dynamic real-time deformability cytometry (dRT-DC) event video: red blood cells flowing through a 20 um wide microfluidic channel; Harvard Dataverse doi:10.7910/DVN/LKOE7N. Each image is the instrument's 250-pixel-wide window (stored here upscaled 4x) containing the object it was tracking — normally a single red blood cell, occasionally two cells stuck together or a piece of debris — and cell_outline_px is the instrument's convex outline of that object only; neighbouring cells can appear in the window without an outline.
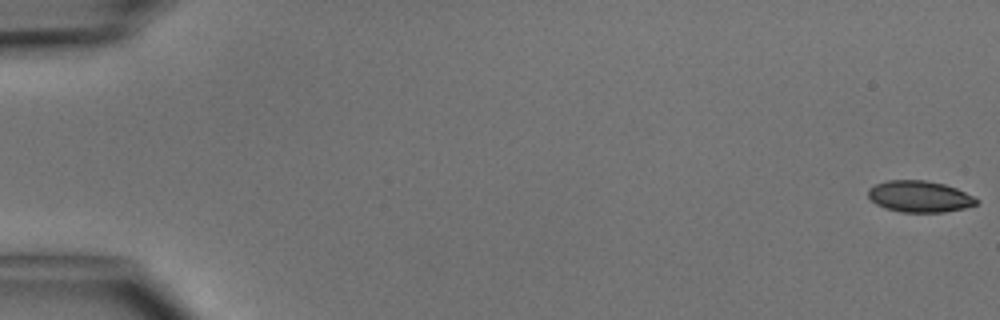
{"species": "common noctule bat (a hibernating species)", "species_latin": "Nyctalus noctula", "temperature_condition": "cold", "stored_images_in_passage": 50, "camera_frame_rate_fps": 3000, "um_per_image_px": 0.085, "animal": {"sex": "male", "body_mass_g": 15.6}, "frame": {"image": 1, "passage_image": 1, "time_ms": 0.0, "image_size_px": [1000, 320], "cell_outline_px": [[980, 200], [976, 204], [964, 208], [944, 212], [900, 212], [884, 208], [876, 204], [868, 196], [868, 188], [876, 184], [888, 180], [924, 180], [944, 184], [956, 188]], "centroid_in_image_um": [78.14, 16.7], "position_along_channel_um": 6.9, "area_um2": 19.77}}
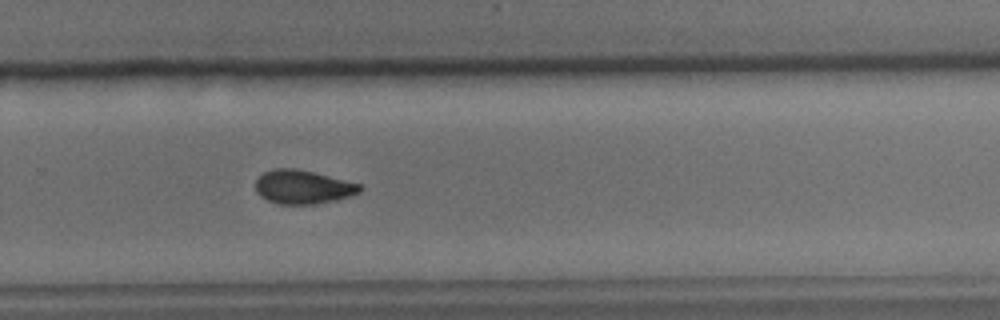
{"frame": {"image": 2, "passage_image": 34, "time_ms": 11.0, "image_size_px": [1000, 320], "cell_outline_px": [[364, 188], [360, 192], [336, 200], [316, 204], [280, 204], [268, 200], [260, 196], [256, 192], [256, 180], [264, 172], [276, 168], [296, 168], [360, 184]], "centroid_in_image_um": [25.74, 15.9], "position_along_channel_um": 304.1, "area_um2": 20.35}}
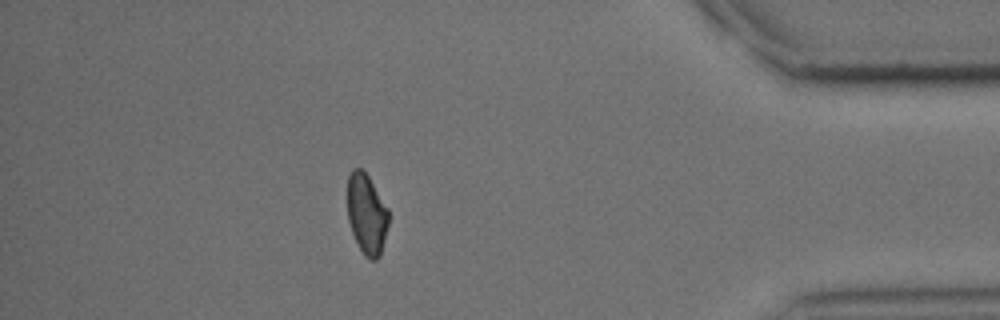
{"frame": {"image": 3, "passage_image": 44, "time_ms": 14.333, "image_size_px": [1000, 320], "cell_outline_px": [[388, 224], [380, 256], [376, 260], [368, 260], [364, 256], [352, 232], [348, 220], [348, 176], [352, 168], [360, 168], [368, 176], [388, 208]], "centroid_in_image_um": [31.16, 18.21], "position_along_channel_um": 404.0, "area_um2": 19.13}, "authors_computed_cell_mechanics": {"area_um2": 20.4323, "velocity_mm_per_s": 4.1288, "shape_relaxation_time_tau1_ms": 2.3656, "shape_relaxation_time_tau2_ms": 5.5277, "deformation_change_tau1": 0.1009, "deformation_change_tau2": 0.0803}}